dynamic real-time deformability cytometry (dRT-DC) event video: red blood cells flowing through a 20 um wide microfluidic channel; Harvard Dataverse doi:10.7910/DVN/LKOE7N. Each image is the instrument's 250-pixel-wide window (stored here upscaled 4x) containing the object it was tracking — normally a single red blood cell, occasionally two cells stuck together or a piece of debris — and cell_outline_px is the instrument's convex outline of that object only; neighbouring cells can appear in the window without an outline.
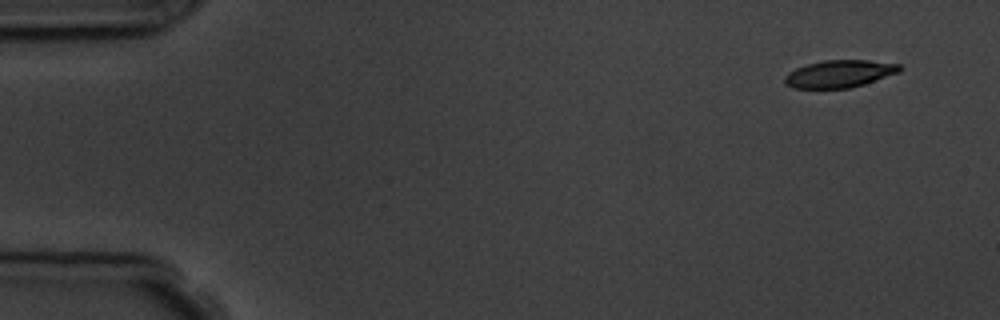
{"species": "common noctule bat (a hibernating species)", "species_latin": "Nyctalus noctula", "temperature_condition": "room temperature", "stored_images_in_passage": 9, "camera_frame_rate_fps": 3000, "um_per_image_px": 0.085, "animal": {"sex": "male", "body_mass_g": 19.5, "forearm_length_mm": 54.6}, "frame": {"image": 1, "passage_image": 1, "time_ms": 0.0, "image_size_px": [1000, 320], "cell_outline_px": [[904, 68], [900, 72], [864, 84], [848, 88], [792, 88], [784, 84], [784, 76], [788, 72], [796, 68], [808, 64], [824, 60], [868, 60], [900, 64]], "centroid_in_image_um": [71.36, 6.27], "position_along_channel_um": 13.6, "area_um2": 18.44}}